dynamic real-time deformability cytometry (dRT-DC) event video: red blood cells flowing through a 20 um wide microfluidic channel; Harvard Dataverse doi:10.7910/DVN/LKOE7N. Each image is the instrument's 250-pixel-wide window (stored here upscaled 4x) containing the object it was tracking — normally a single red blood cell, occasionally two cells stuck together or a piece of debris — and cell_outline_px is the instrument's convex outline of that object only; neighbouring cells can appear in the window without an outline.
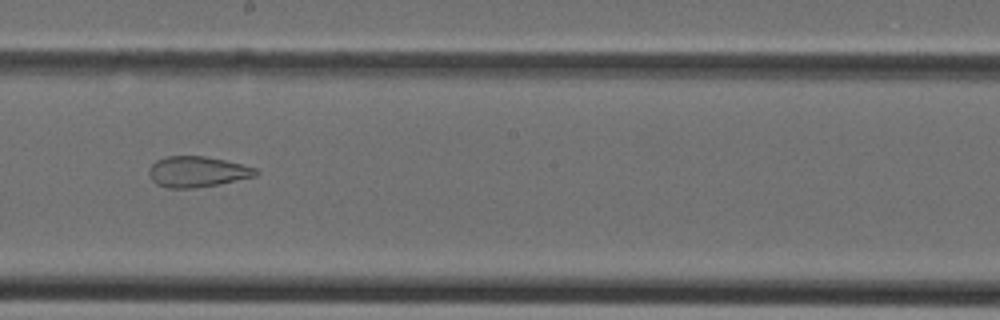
{"species": "Egyptian fruit bat (a non-hibernating species)", "species_latin": "Rousettus aegyptiacus", "temperature_condition": "cold", "stored_images_in_passage": 30, "camera_frame_rate_fps": 3000, "um_per_image_px": 0.085, "animal": {"sex": "female"}, "frame": {"image": 1, "passage_image": 13, "time_ms": 4.0, "image_size_px": [1000, 320], "cell_outline_px": [[260, 172], [256, 176], [220, 184], [196, 188], [168, 188], [156, 184], [152, 180], [148, 172], [148, 168], [156, 160], [164, 156], [204, 156], [224, 160], [256, 168]], "centroid_in_image_um": [16.75, 14.6], "position_along_channel_um": 231.5, "area_um2": 19.25}}
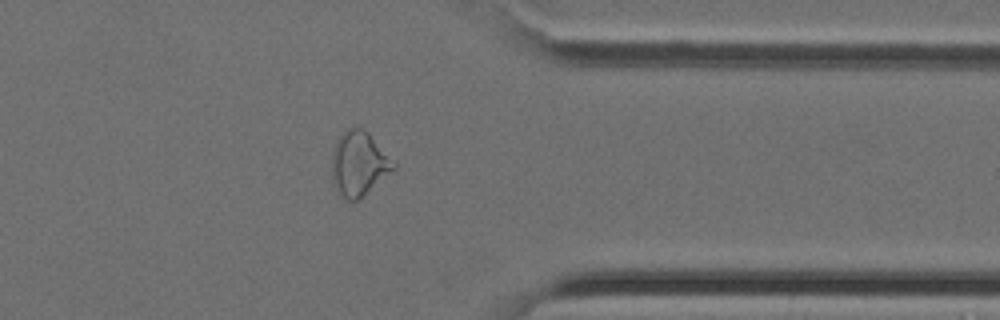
{"frame": {"image": 2, "passage_image": 22, "time_ms": 7.0, "image_size_px": [1000, 320], "cell_outline_px": [[396, 168], [360, 200], [344, 200], [332, 176], [332, 148], [340, 136], [348, 128], [360, 128], [368, 132], [396, 160]], "centroid_in_image_um": [30.56, 13.91], "position_along_channel_um": 380.8, "area_um2": 23.29}}